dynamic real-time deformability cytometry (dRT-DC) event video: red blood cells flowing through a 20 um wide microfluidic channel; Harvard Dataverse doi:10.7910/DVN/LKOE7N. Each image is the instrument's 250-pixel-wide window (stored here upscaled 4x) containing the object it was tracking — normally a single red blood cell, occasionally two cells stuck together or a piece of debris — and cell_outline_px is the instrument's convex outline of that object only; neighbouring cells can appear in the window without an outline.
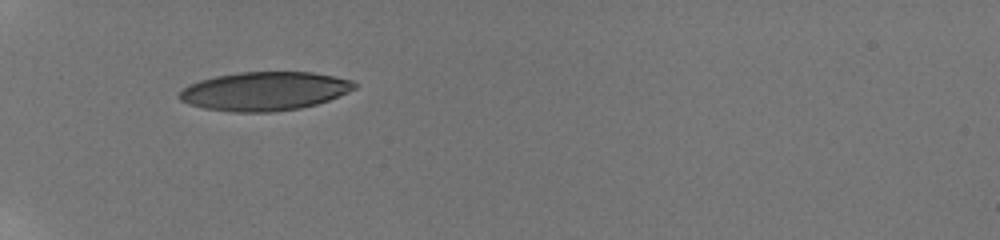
{"species": "human", "species_latin": "Homo sapiens", "temperature_condition": "room temperature", "stored_images_in_passage": 2, "camera_frame_rate_fps": 3000, "um_per_image_px": 0.085, "donor": {"sex": "male"}, "frame": {"image": 1, "passage_image": 1, "time_ms": 0.0, "image_size_px": [1000, 240], "cell_outline_px": [[356, 88], [348, 92], [328, 100], [316, 104], [300, 108], [272, 112], [232, 112], [204, 108], [188, 104], [180, 100], [176, 96], [188, 84], [200, 80], [216, 76], [240, 72], [312, 72], [352, 80], [356, 84]], "centroid_in_image_um": [22.45, 7.75], "position_along_channel_um": 62.5, "area_um2": 39.48}}